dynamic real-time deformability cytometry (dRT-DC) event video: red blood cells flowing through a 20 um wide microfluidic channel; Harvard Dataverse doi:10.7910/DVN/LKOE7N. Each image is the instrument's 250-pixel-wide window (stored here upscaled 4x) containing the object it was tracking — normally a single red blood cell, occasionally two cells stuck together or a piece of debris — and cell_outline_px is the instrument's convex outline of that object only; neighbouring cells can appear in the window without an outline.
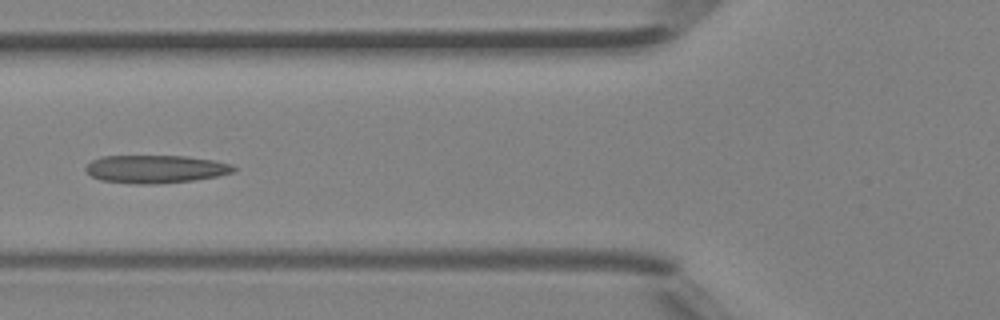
{"species": "Egyptian fruit bat (a non-hibernating species)", "species_latin": "Rousettus aegyptiacus", "temperature_condition": "room temperature", "stored_images_in_passage": 5, "camera_frame_rate_fps": 3000, "um_per_image_px": 0.085, "animal": {"sex": "female"}, "frame": {"image": 1, "passage_image": 5, "time_ms": 1.333, "image_size_px": [1000, 320], "cell_outline_px": [[236, 168], [232, 172], [216, 176], [192, 180], [156, 184], [136, 184], [100, 180], [92, 176], [84, 168], [92, 160], [100, 156], [188, 156], [212, 160], [232, 164]], "centroid_in_image_um": [13.19, 14.36], "position_along_channel_um": 112.6, "area_um2": 23.99}}